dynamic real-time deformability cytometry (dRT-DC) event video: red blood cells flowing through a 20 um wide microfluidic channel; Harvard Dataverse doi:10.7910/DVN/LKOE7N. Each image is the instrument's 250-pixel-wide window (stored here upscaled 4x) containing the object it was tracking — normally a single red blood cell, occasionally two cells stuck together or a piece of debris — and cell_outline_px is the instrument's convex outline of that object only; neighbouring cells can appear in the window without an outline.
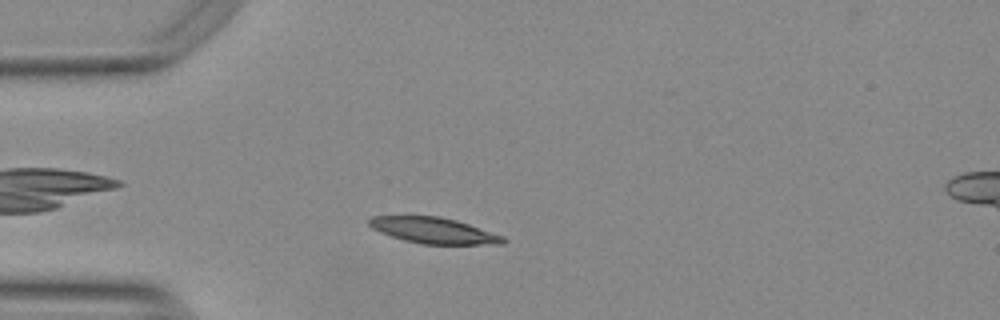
{"species": "Egyptian fruit bat (a non-hibernating species)", "species_latin": "Rousettus aegyptiacus", "temperature_condition": "warm", "stored_images_in_passage": 49, "camera_frame_rate_fps": 3000, "um_per_image_px": 0.085, "animal": {"sex": "female"}, "frame": {"image": 1, "passage_image": 8, "time_ms": 2.333, "image_size_px": [1000, 320], "cell_outline_px": [[508, 240], [504, 244], [424, 244], [404, 240], [380, 232], [372, 228], [368, 224], [368, 220], [372, 216], [440, 216], [456, 220], [504, 236]], "centroid_in_image_um": [36.88, 19.59], "position_along_channel_um": 48.1, "area_um2": 20.17}}
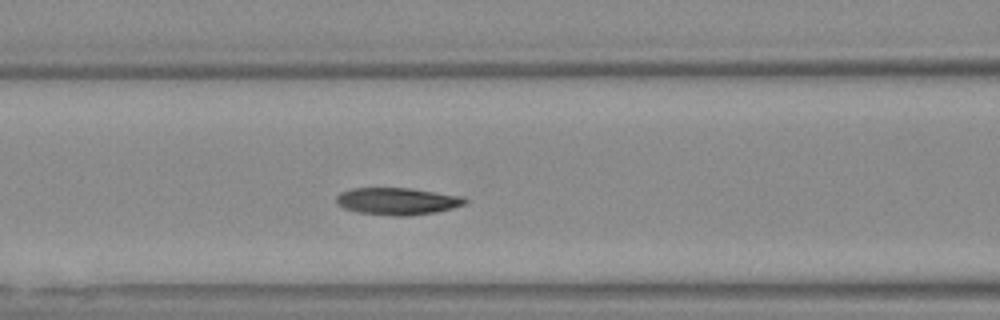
{"frame": {"image": 2, "passage_image": 16, "time_ms": 5.0, "image_size_px": [1000, 320], "cell_outline_px": [[468, 204], [436, 212], [408, 216], [392, 216], [356, 212], [344, 208], [336, 204], [336, 196], [340, 192], [352, 188], [412, 188], [464, 196], [468, 200]], "centroid_in_image_um": [33.8, 17.1], "position_along_channel_um": 132.8, "area_um2": 20.69}}
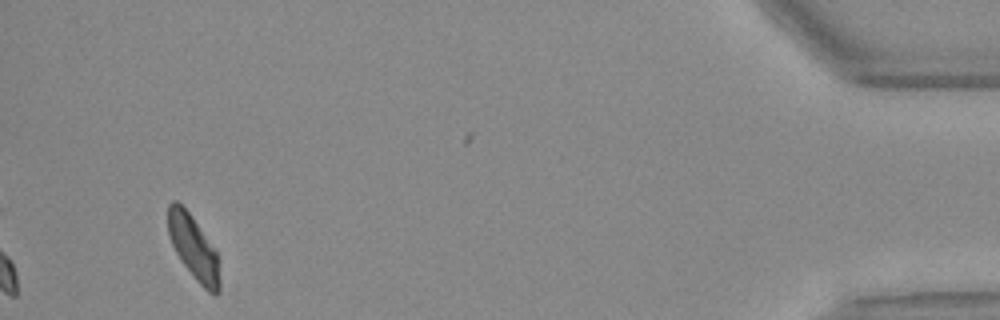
{"frame": {"image": 3, "passage_image": 45, "time_ms": 14.667, "image_size_px": [1000, 320], "cell_outline_px": [[220, 292], [216, 296], [208, 292], [196, 280], [184, 264], [176, 252], [172, 244], [168, 232], [168, 204], [172, 200], [176, 200], [192, 216], [216, 248], [220, 280]], "centroid_in_image_um": [16.48, 21.05], "position_along_channel_um": 418.7, "area_um2": 19.31}, "authors_computed_cell_mechanics": {"area_um2": 19.9988, "velocity_mm_per_s": 3.7463, "shape_relaxation_time_tau1_ms": 5.2241, "shape_relaxation_time_tau2_ms": 4.0308, "deformation_change_tau1": 0.1439, "deformation_change_tau2": 0.0863}}